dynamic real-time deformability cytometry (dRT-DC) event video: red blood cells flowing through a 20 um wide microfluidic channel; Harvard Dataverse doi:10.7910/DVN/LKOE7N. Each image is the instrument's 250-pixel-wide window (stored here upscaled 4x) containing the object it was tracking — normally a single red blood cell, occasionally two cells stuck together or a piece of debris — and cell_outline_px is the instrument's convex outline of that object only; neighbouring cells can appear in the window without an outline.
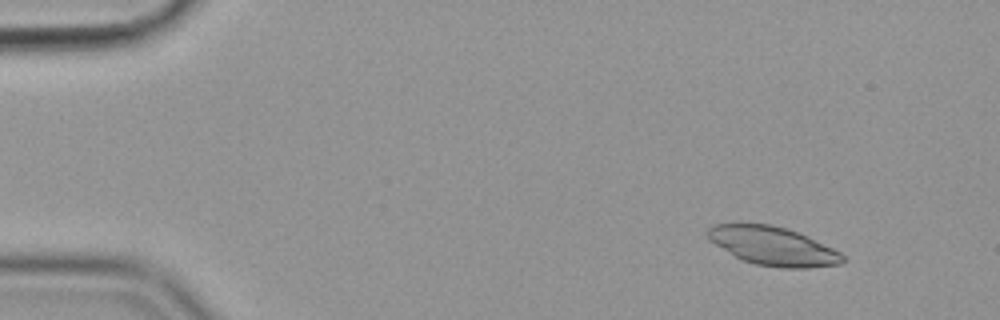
{"species": "common noctule bat (a hibernating species)", "species_latin": "Nyctalus noctula", "temperature_condition": "cold", "stored_images_in_passage": 56, "camera_frame_rate_fps": 3000, "um_per_image_px": 0.085, "animal": {"sex": "female", "body_mass_g": 19.9}, "frame": {"image": 1, "passage_image": 6, "time_ms": 1.667, "image_size_px": [1000, 320], "cell_outline_px": [[844, 260], [840, 264], [808, 268], [780, 268], [756, 264], [744, 260], [736, 256], [708, 240], [704, 232], [712, 224], [768, 224], [788, 228], [808, 236], [840, 252], [844, 256]], "centroid_in_image_um": [65.69, 20.91], "position_along_channel_um": 19.3, "area_um2": 30.29}}
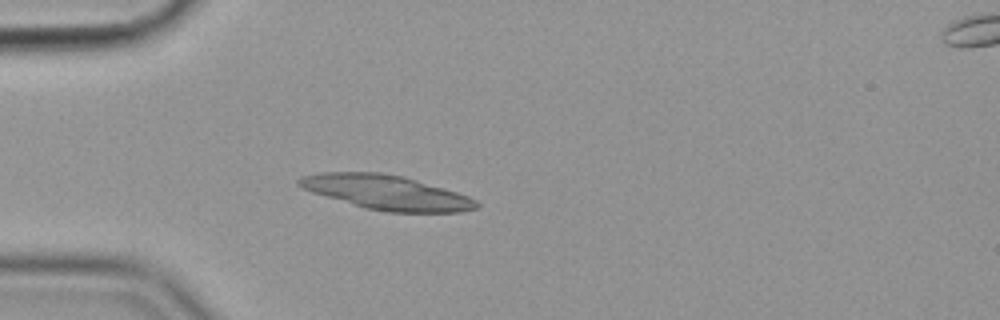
{"frame": {"image": 2, "passage_image": 16, "time_ms": 5.0, "image_size_px": [1000, 320], "cell_outline_px": [[480, 204], [476, 208], [460, 212], [388, 212], [364, 208], [312, 192], [296, 184], [296, 180], [300, 176], [320, 172], [384, 172], [404, 176], [444, 188], [468, 196], [476, 200]], "centroid_in_image_um": [32.82, 16.34], "position_along_channel_um": 52.2, "area_um2": 35.66}}
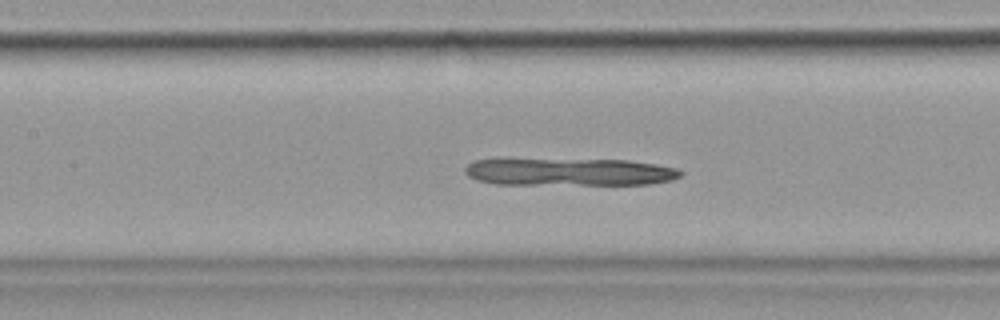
{"frame": {"image": 3, "passage_image": 26, "time_ms": 8.333, "image_size_px": [1000, 320], "cell_outline_px": [[684, 172], [680, 176], [672, 180], [648, 184], [496, 184], [476, 180], [468, 176], [464, 172], [464, 168], [468, 164], [476, 160], [628, 160], [656, 164], [676, 168]], "centroid_in_image_um": [48.43, 14.62], "position_along_channel_um": 159.0, "area_um2": 34.1}}